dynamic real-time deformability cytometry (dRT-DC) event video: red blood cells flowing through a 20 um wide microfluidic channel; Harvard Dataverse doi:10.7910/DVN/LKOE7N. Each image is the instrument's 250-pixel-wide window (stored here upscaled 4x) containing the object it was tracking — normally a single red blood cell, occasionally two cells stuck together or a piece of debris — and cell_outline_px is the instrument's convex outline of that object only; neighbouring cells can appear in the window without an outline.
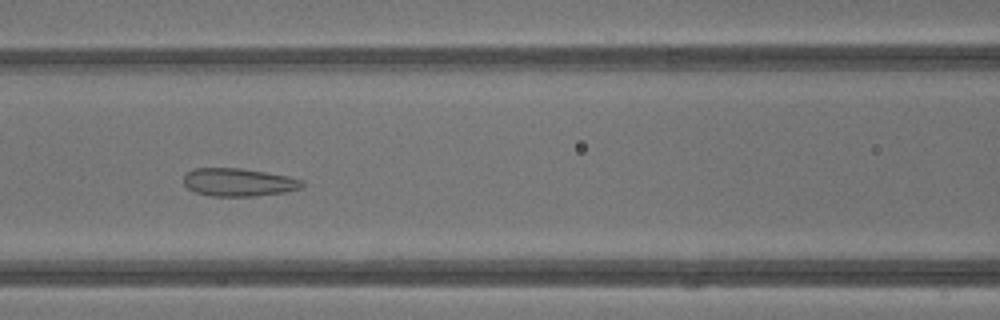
{"species": "common noctule bat (a hibernating species)", "species_latin": "Nyctalus noctula", "temperature_condition": "warm", "stored_images_in_passage": 38, "camera_frame_rate_fps": 3000, "um_per_image_px": 0.085, "animal": {"sex": "male", "body_mass_g": 13.3}, "frame": {"image": 1, "passage_image": 15, "time_ms": 4.667, "image_size_px": [1000, 320], "cell_outline_px": [[304, 184], [300, 188], [288, 192], [256, 196], [212, 196], [196, 192], [188, 188], [184, 184], [184, 176], [192, 168], [240, 168], [288, 176], [304, 180]], "centroid_in_image_um": [20.3, 15.49], "position_along_channel_um": 146.3, "area_um2": 19.36}}
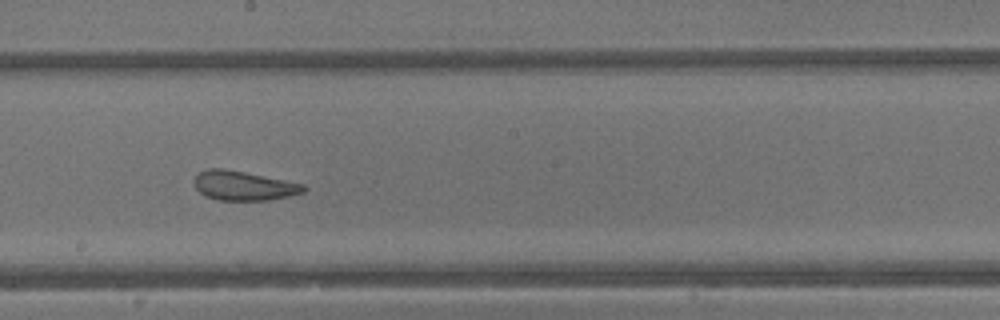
{"frame": {"image": 2, "passage_image": 20, "time_ms": 6.333, "image_size_px": [1000, 320], "cell_outline_px": [[308, 188], [304, 192], [288, 196], [268, 200], [216, 200], [204, 196], [196, 188], [192, 180], [200, 172], [208, 168], [224, 168], [304, 184]], "centroid_in_image_um": [20.68, 15.79], "position_along_channel_um": 227.5, "area_um2": 18.73}}
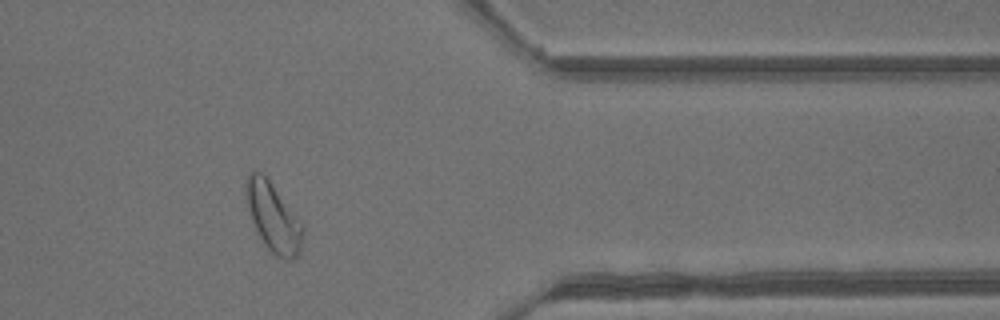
{"frame": {"image": 3, "passage_image": 31, "time_ms": 10.0, "image_size_px": [1000, 320], "cell_outline_px": [[304, 228], [300, 252], [296, 256], [288, 260], [276, 256], [264, 244], [252, 220], [248, 208], [244, 192], [244, 184], [248, 172], [252, 168], [260, 172], [272, 184], [304, 224]], "centroid_in_image_um": [23.21, 18.43], "position_along_channel_um": 388.2, "area_um2": 22.83}, "authors_computed_cell_mechanics": {"area_um2": 22.3975, "velocity_mm_per_s": 4.8855, "shape_relaxation_time_tau1_ms": null, "shape_relaxation_time_tau2_ms": 1.2691, "deformation_change_tau1": null, "deformation_change_tau2": 0.1002}}